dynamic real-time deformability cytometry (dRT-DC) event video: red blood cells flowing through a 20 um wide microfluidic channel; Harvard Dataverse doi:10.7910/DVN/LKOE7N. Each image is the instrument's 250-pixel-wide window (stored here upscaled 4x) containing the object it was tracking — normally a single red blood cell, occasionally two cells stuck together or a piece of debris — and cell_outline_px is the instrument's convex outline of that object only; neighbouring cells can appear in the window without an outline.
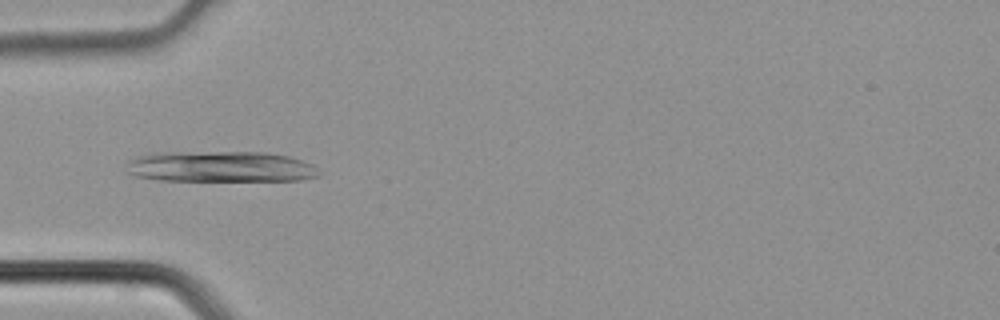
{"species": "common noctule bat (a hibernating species)", "species_latin": "Nyctalus noctula", "temperature_condition": "cold", "stored_images_in_passage": 4, "camera_frame_rate_fps": 3000, "um_per_image_px": 0.085, "animal": {"sex": "male", "body_mass_g": 21.5, "forearm_length_mm": 52.0}, "frame": {"image": 1, "passage_image": 3, "time_ms": 0.667, "image_size_px": [1000, 320], "cell_outline_px": [[320, 176], [300, 180], [156, 180], [132, 176], [128, 172], [124, 164], [128, 160], [140, 156], [160, 152], [264, 152], [288, 156], [312, 164], [320, 172]], "centroid_in_image_um": [18.7, 14.16], "position_along_channel_um": 66.3, "area_um2": 34.74}}
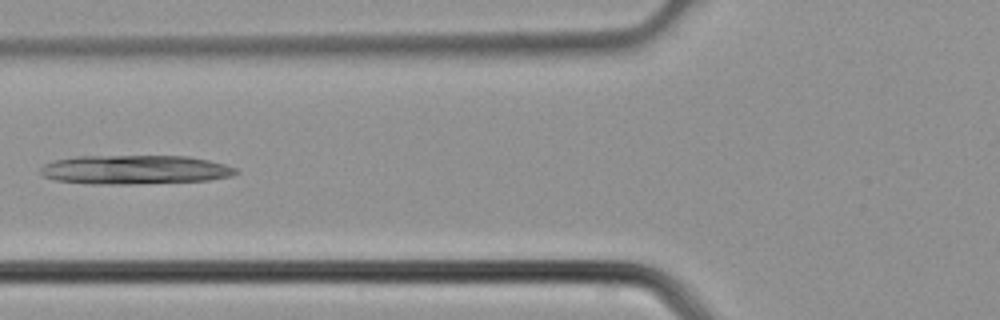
{"frame": {"image": 2, "passage_image": 4, "time_ms": 1.0, "image_size_px": [1000, 320], "cell_outline_px": [[240, 172], [232, 176], [208, 180], [136, 184], [88, 184], [56, 180], [40, 176], [40, 168], [44, 164], [56, 160], [76, 156], [188, 156], [208, 160], [224, 164], [236, 168]], "centroid_in_image_um": [11.44, 14.43], "position_along_channel_um": 114.4, "area_um2": 33.29}}